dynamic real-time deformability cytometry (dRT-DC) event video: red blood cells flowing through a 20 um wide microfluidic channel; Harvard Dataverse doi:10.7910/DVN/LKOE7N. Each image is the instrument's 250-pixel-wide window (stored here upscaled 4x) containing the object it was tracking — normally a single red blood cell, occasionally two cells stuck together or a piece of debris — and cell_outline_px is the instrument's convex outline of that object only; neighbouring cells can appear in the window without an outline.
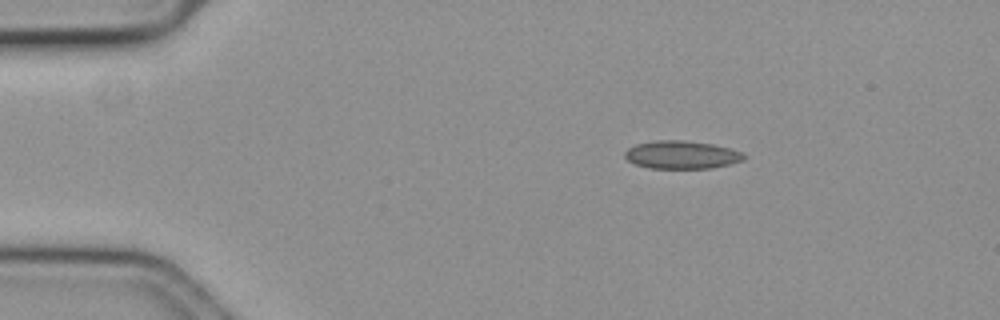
{"species": "common noctule bat (a hibernating species)", "species_latin": "Nyctalus noctula", "temperature_condition": "cold", "stored_images_in_passage": 49, "camera_frame_rate_fps": 3000, "um_per_image_px": 0.085, "animal": {"sex": "female", "body_mass_g": 19.3, "forearm_length_mm": 54.1}, "frame": {"image": 1, "passage_image": 1, "time_ms": 0.0, "image_size_px": [1000, 320], "cell_outline_px": [[744, 160], [728, 164], [708, 168], [652, 168], [636, 164], [628, 160], [624, 156], [624, 152], [628, 148], [636, 144], [652, 140], [688, 140], [712, 144], [728, 148], [740, 152], [744, 156]], "centroid_in_image_um": [57.89, 13.14], "position_along_channel_um": 27.1, "area_um2": 19.25}}
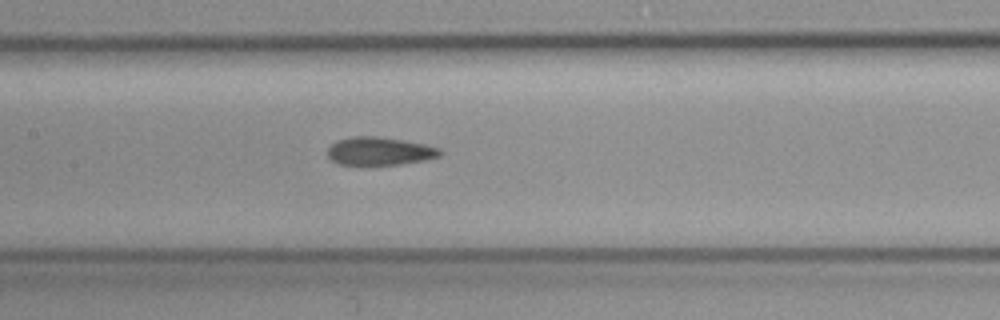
{"frame": {"image": 2, "passage_image": 19, "time_ms": 6.0, "image_size_px": [1000, 320], "cell_outline_px": [[444, 152], [440, 156], [424, 160], [400, 164], [340, 164], [332, 160], [328, 156], [328, 148], [336, 140], [352, 136], [376, 136], [404, 140], [424, 144], [440, 148]], "centroid_in_image_um": [32.29, 12.83], "position_along_channel_um": 175.1, "area_um2": 18.32}}
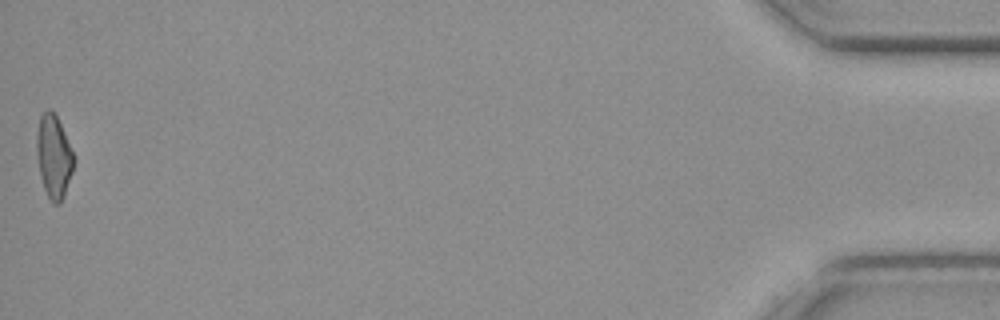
{"frame": {"image": 3, "passage_image": 49, "time_ms": 16.0, "image_size_px": [1000, 320], "cell_outline_px": [[76, 160], [64, 196], [60, 204], [52, 204], [44, 188], [40, 172], [36, 148], [36, 132], [40, 116], [48, 108], [56, 116], [60, 124]], "centroid_in_image_um": [4.57, 13.32], "position_along_channel_um": 430.6, "area_um2": 17.74}, "authors_computed_cell_mechanics": {"area_um2": 18.785, "velocity_mm_per_s": 3.5883, "shape_relaxation_time_tau1_ms": null, "shape_relaxation_time_tau2_ms": 3.4193, "deformation_change_tau1": null, "deformation_change_tau2": 0.0811}}